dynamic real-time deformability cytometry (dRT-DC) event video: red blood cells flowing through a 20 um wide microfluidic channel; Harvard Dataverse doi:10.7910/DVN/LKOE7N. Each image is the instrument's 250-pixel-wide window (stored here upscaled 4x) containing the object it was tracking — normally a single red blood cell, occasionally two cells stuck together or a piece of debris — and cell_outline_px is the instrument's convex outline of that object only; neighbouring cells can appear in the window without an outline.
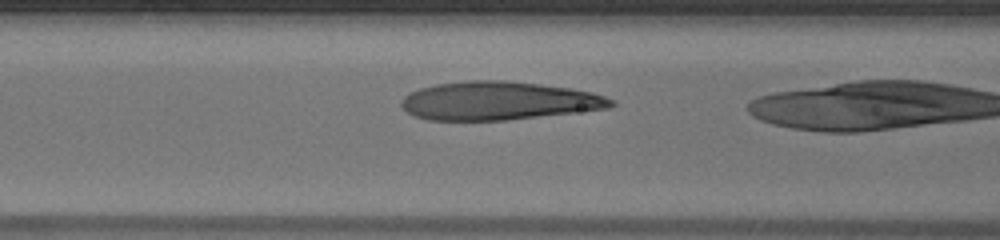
{"species": "human", "species_latin": "Homo sapiens", "temperature_condition": "warm", "stored_images_in_passage": 7, "camera_frame_rate_fps": 3000, "um_per_image_px": 0.085, "donor": {"sex": "male"}, "frame": {"image": 1, "passage_image": 3, "time_ms": 0.667, "image_size_px": [1000, 240], "cell_outline_px": [[616, 104], [608, 108], [508, 120], [428, 120], [416, 116], [408, 112], [400, 104], [400, 100], [404, 96], [420, 88], [436, 84], [468, 80], [504, 80], [540, 84], [572, 88], [592, 92], [604, 96], [612, 100]], "centroid_in_image_um": [42.37, 8.56], "position_along_channel_um": 124.2, "area_um2": 46.76}}
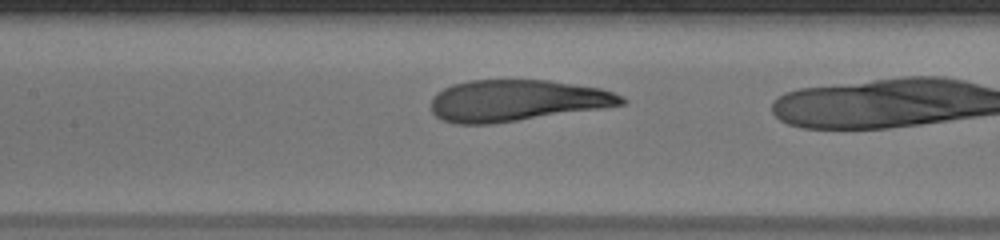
{"frame": {"image": 2, "passage_image": 6, "time_ms": 1.667, "image_size_px": [1000, 240], "cell_outline_px": [[628, 100], [624, 104], [604, 108], [492, 124], [456, 124], [440, 120], [432, 112], [432, 96], [436, 92], [452, 84], [472, 80], [548, 80], [600, 88], [624, 96]], "centroid_in_image_um": [43.91, 8.55], "position_along_channel_um": 163.5, "area_um2": 46.18}}